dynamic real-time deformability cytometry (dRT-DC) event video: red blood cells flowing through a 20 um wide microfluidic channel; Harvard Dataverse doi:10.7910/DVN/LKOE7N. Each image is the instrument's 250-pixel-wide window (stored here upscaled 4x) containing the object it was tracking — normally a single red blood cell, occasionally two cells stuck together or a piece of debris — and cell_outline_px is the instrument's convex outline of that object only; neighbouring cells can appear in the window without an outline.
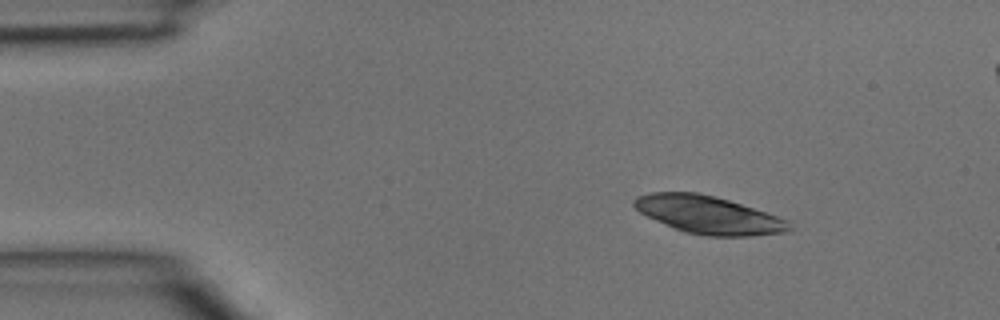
{"species": "common noctule bat (a hibernating species)", "species_latin": "Nyctalus noctula", "temperature_condition": "room temperature", "stored_images_in_passage": 3, "camera_frame_rate_fps": 3000, "um_per_image_px": 0.085, "animal": {"sex": "male", "body_mass_g": 15.6}, "frame": {"image": 1, "passage_image": 1, "time_ms": 0.0, "image_size_px": [1000, 320], "cell_outline_px": [[792, 228], [788, 232], [752, 236], [708, 236], [684, 232], [656, 220], [640, 212], [632, 204], [632, 200], [636, 196], [652, 192], [696, 192], [716, 196], [788, 220]], "centroid_in_image_um": [60.2, 18.26], "position_along_channel_um": 24.8, "area_um2": 33.93}}